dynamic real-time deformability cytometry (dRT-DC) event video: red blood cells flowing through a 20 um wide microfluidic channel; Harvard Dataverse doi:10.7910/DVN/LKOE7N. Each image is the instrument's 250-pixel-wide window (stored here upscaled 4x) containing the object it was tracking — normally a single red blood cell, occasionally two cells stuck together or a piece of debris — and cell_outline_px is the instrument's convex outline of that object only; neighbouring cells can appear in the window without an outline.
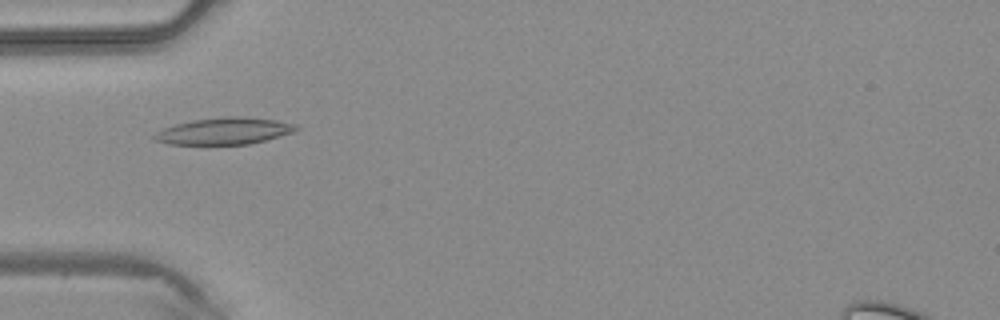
{"species": "common noctule bat (a hibernating species)", "species_latin": "Nyctalus noctula", "temperature_condition": "warm", "stored_images_in_passage": 36, "camera_frame_rate_fps": 3000, "um_per_image_px": 0.085, "animal": {"sex": "male", "body_mass_g": 20.4}, "frame": {"image": 1, "passage_image": 7, "time_ms": 2.0, "image_size_px": [1000, 320], "cell_outline_px": [[300, 128], [292, 132], [264, 140], [248, 144], [168, 144], [156, 140], [152, 136], [156, 132], [164, 128], [176, 124], [192, 120], [228, 116], [236, 116], [276, 120], [296, 124]], "centroid_in_image_um": [19.05, 11.13], "position_along_channel_um": 66.0, "area_um2": 21.79}}
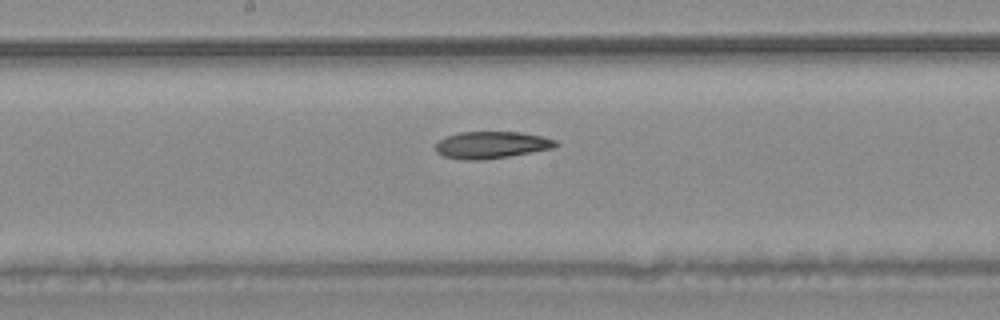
{"frame": {"image": 2, "passage_image": 16, "time_ms": 5.0, "image_size_px": [1000, 320], "cell_outline_px": [[560, 144], [556, 148], [508, 156], [480, 160], [464, 160], [444, 156], [436, 152], [436, 140], [444, 136], [460, 132], [520, 132], [540, 136], [556, 140]], "centroid_in_image_um": [41.76, 12.31], "position_along_channel_um": 206.4, "area_um2": 19.02}}
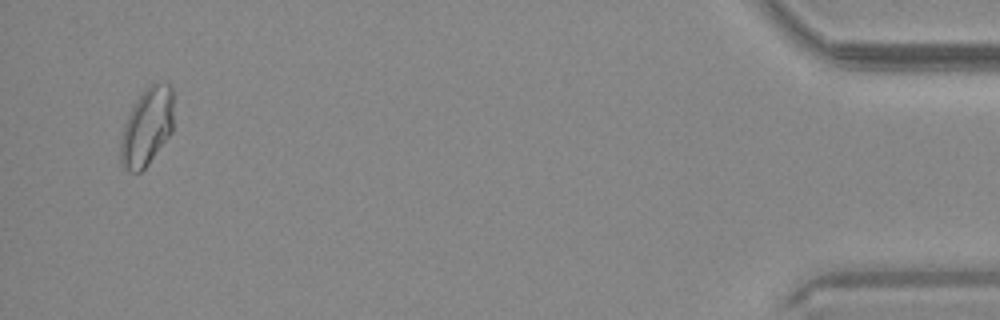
{"frame": {"image": 3, "passage_image": 35, "time_ms": 11.333, "image_size_px": [1000, 320], "cell_outline_px": [[172, 132], [148, 164], [140, 172], [128, 172], [124, 168], [120, 160], [120, 140], [128, 116], [136, 100], [152, 84], [168, 80], [172, 88]], "centroid_in_image_um": [12.49, 10.8], "position_along_channel_um": 422.7, "area_um2": 23.76}}